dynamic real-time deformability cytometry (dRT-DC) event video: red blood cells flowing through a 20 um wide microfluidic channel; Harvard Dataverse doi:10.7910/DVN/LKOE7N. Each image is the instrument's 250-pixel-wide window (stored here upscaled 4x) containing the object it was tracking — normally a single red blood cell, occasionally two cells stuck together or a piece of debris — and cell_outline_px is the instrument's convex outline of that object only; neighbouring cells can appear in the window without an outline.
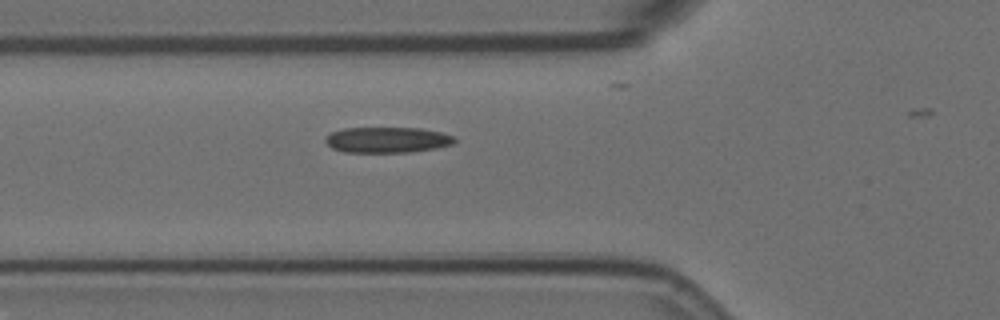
{"species": "Egyptian fruit bat (a non-hibernating species)", "species_latin": "Rousettus aegyptiacus", "temperature_condition": "room temperature", "stored_images_in_passage": 4, "camera_frame_rate_fps": 3000, "um_per_image_px": 0.085, "animal": {"sex": "female"}, "frame": {"image": 1, "passage_image": 3, "time_ms": 0.667, "image_size_px": [1000, 320], "cell_outline_px": [[456, 140], [452, 144], [436, 148], [408, 152], [344, 152], [332, 148], [324, 140], [324, 136], [332, 132], [344, 128], [420, 128], [440, 132], [452, 136]], "centroid_in_image_um": [32.87, 11.89], "position_along_channel_um": 92.9, "area_um2": 19.25}}